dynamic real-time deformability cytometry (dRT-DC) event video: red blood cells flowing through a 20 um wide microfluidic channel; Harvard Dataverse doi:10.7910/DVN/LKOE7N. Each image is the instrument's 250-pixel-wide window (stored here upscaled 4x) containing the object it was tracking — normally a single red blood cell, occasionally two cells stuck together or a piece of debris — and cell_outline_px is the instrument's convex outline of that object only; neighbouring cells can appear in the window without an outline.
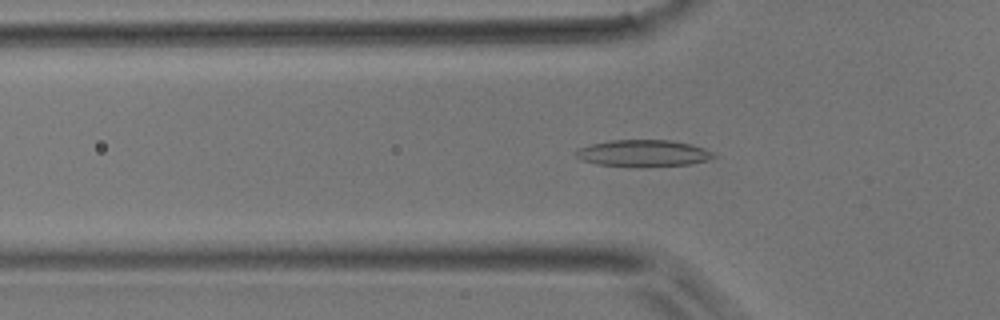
{"species": "common noctule bat (a hibernating species)", "species_latin": "Nyctalus noctula", "temperature_condition": "room temperature", "stored_images_in_passage": 47, "camera_frame_rate_fps": 3000, "um_per_image_px": 0.085, "animal": {"sex": "male", "body_mass_g": 17.9}, "frame": {"image": 1, "passage_image": 13, "time_ms": 4.0, "image_size_px": [1000, 320], "cell_outline_px": [[716, 156], [708, 160], [692, 164], [596, 164], [580, 160], [572, 152], [576, 148], [592, 144], [612, 140], [668, 140], [688, 144], [704, 148], [712, 152]], "centroid_in_image_um": [54.62, 12.98], "position_along_channel_um": 71.2, "area_um2": 20.46}}
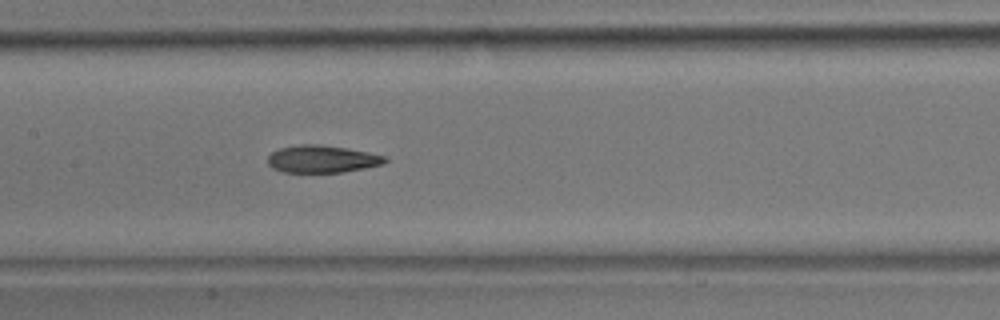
{"frame": {"image": 2, "passage_image": 21, "time_ms": 6.667, "image_size_px": [1000, 320], "cell_outline_px": [[388, 160], [384, 164], [364, 168], [340, 172], [284, 172], [272, 168], [268, 164], [268, 156], [272, 152], [280, 148], [300, 144], [320, 144], [368, 152], [388, 156]], "centroid_in_image_um": [27.39, 13.51], "position_along_channel_um": 180.0, "area_um2": 18.67}}
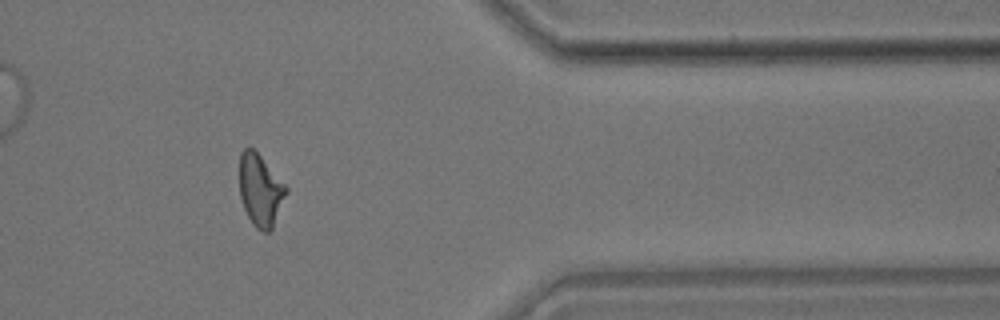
{"frame": {"image": 3, "passage_image": 38, "time_ms": 12.333, "image_size_px": [1000, 320], "cell_outline_px": [[288, 192], [272, 228], [268, 232], [264, 232], [256, 228], [252, 224], [244, 208], [240, 196], [240, 152], [244, 148], [252, 148], [260, 156], [288, 188]], "centroid_in_image_um": [22.13, 16.19], "position_along_channel_um": 389.3, "area_um2": 19.31}}